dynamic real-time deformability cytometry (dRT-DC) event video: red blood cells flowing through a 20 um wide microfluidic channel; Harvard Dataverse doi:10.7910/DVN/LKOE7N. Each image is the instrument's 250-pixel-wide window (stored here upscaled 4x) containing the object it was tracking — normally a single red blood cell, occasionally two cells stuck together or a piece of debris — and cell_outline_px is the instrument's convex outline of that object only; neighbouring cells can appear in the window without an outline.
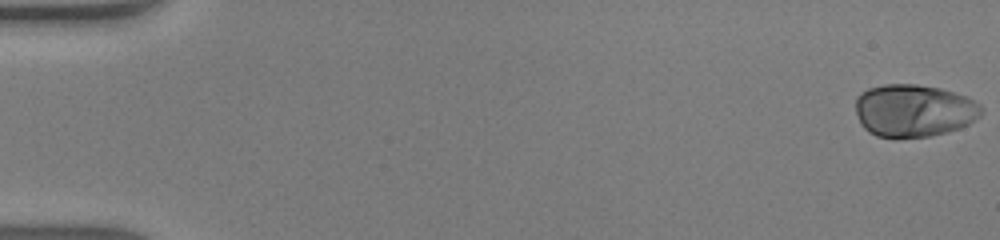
{"species": "human", "species_latin": "Homo sapiens", "temperature_condition": "warm", "stored_images_in_passage": 48, "camera_frame_rate_fps": 3000, "um_per_image_px": 0.085, "donor": {"sex": "male"}, "frame": {"image": 1, "passage_image": 1, "time_ms": 0.0, "image_size_px": [1000, 240], "cell_outline_px": [[984, 112], [980, 116], [968, 124], [960, 128], [948, 132], [928, 136], [876, 136], [868, 132], [860, 124], [856, 112], [856, 96], [860, 92], [868, 88], [884, 84], [916, 84], [940, 88], [968, 96], [980, 104], [984, 108]], "centroid_in_image_um": [77.69, 9.37], "position_along_channel_um": 7.3, "area_um2": 38.73}}
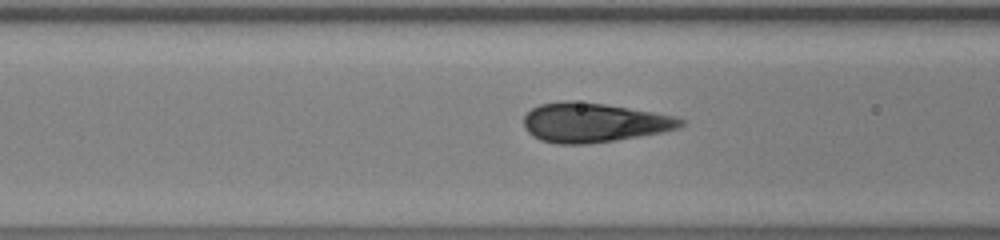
{"frame": {"image": 2, "passage_image": 20, "time_ms": 6.333, "image_size_px": [1000, 240], "cell_outline_px": [[684, 124], [680, 128], [640, 136], [616, 140], [588, 144], [556, 144], [540, 140], [532, 136], [524, 128], [524, 116], [532, 108], [540, 104], [564, 100], [572, 100], [604, 104], [676, 116], [684, 120]], "centroid_in_image_um": [50.44, 10.42], "position_along_channel_um": 116.2, "area_um2": 36.07}}
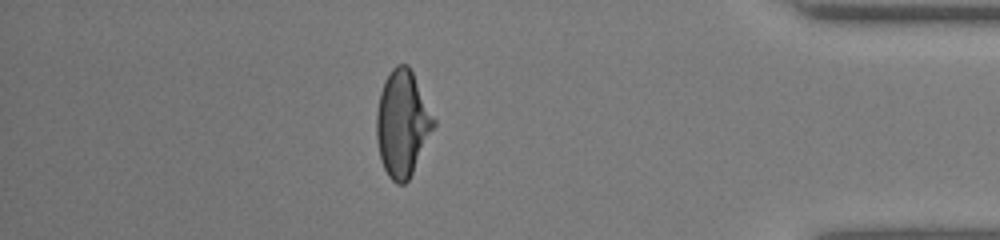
{"frame": {"image": 3, "passage_image": 42, "time_ms": 13.667, "image_size_px": [1000, 240], "cell_outline_px": [[436, 124], [408, 180], [404, 184], [396, 184], [388, 176], [380, 160], [376, 136], [376, 112], [380, 92], [384, 80], [392, 68], [396, 64], [408, 64], [436, 120]], "centroid_in_image_um": [34.18, 10.49], "position_along_channel_um": 401.0, "area_um2": 35.26}, "authors_computed_cell_mechanics": {"area_um2": 36.0961, "velocity_mm_per_s": 4.3661, "shape_relaxation_time_tau1_ms": 5.493, "shape_relaxation_time_tau2_ms": null, "deformation_change_tau1": 0.2596, "deformation_change_tau2": null}}